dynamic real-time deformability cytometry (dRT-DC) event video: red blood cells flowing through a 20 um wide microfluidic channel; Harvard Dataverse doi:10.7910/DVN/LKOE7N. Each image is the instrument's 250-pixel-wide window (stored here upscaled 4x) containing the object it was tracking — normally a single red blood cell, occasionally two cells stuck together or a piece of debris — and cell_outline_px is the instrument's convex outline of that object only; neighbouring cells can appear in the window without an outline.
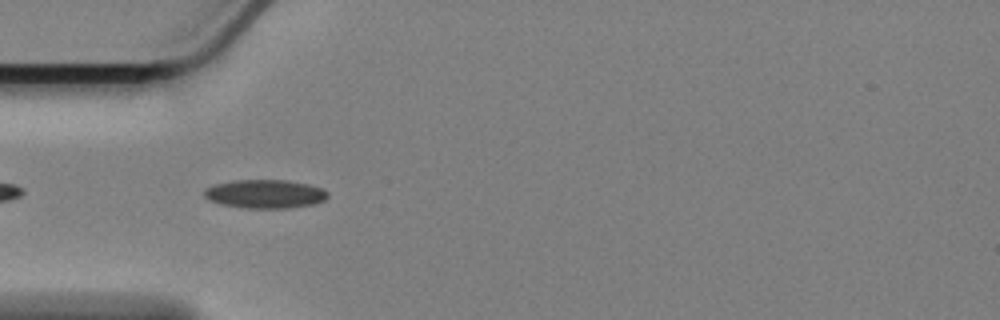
{"species": "Egyptian fruit bat (a non-hibernating species)", "species_latin": "Rousettus aegyptiacus", "temperature_condition": "cold", "stored_images_in_passage": 44, "camera_frame_rate_fps": 3000, "um_per_image_px": 0.085, "animal": {"sex": "female"}, "frame": {"image": 1, "passage_image": 3, "time_ms": 0.667, "image_size_px": [1000, 320], "cell_outline_px": [[328, 196], [324, 200], [316, 204], [288, 208], [248, 208], [220, 204], [208, 200], [204, 196], [204, 188], [212, 184], [236, 180], [288, 180], [308, 184], [324, 188], [328, 192]], "centroid_in_image_um": [22.53, 16.48], "position_along_channel_um": 62.5, "area_um2": 20.87}}
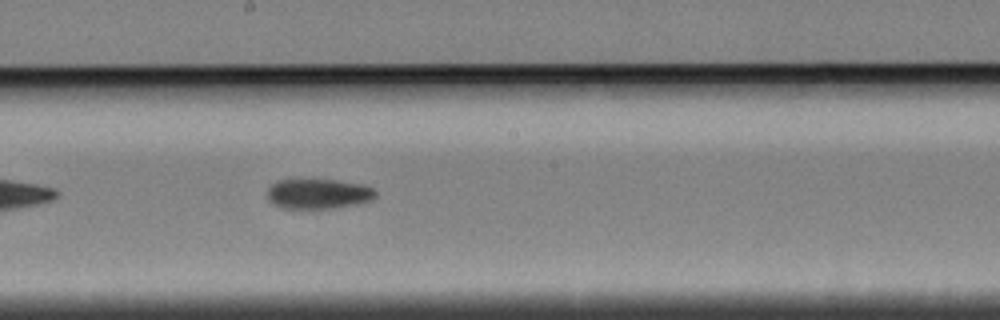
{"frame": {"image": 2, "passage_image": 17, "time_ms": 5.333, "image_size_px": [1000, 320], "cell_outline_px": [[376, 196], [372, 200], [360, 204], [336, 208], [280, 208], [272, 204], [268, 200], [268, 188], [272, 184], [280, 180], [336, 180], [364, 184], [372, 188], [376, 192]], "centroid_in_image_um": [27.08, 16.48], "position_along_channel_um": 221.1, "area_um2": 19.07}}
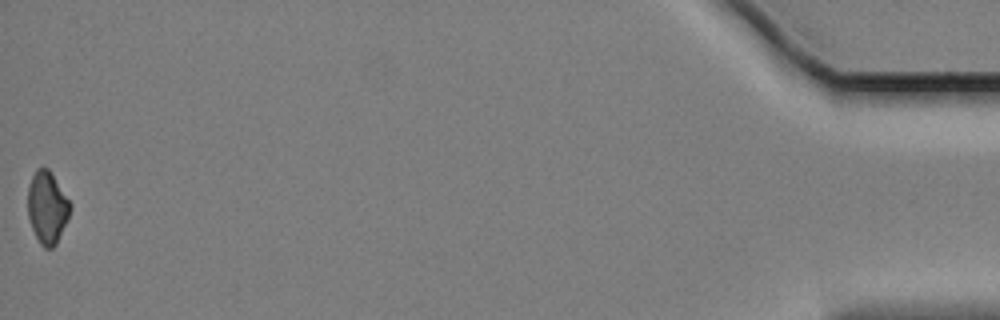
{"frame": {"image": 3, "passage_image": 44, "time_ms": 14.333, "image_size_px": [1000, 320], "cell_outline_px": [[72, 204], [68, 216], [56, 244], [52, 248], [44, 248], [40, 244], [32, 228], [28, 216], [28, 188], [32, 176], [36, 168], [48, 168]], "centroid_in_image_um": [4.0, 17.63], "position_along_channel_um": 431.2, "area_um2": 17.57}, "authors_computed_cell_mechanics": {"area_um2": 19.3341, "velocity_mm_per_s": 3.4118, "shape_relaxation_time_tau1_ms": 3.4608, "shape_relaxation_time_tau2_ms": 11.0093, "deformation_change_tau1": 0.123, "deformation_change_tau2": 0.1523}}